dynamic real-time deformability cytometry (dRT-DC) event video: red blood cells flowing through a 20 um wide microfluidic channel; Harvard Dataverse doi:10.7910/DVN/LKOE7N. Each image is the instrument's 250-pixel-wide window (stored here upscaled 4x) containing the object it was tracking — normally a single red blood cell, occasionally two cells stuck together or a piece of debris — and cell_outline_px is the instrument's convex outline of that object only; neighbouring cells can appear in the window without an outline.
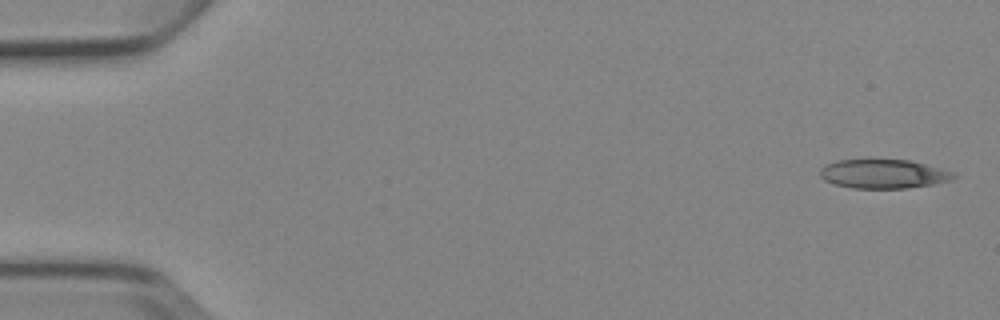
{"species": "Egyptian fruit bat (a non-hibernating species)", "species_latin": "Rousettus aegyptiacus", "temperature_condition": "cold", "stored_images_in_passage": 4, "camera_frame_rate_fps": 3000, "um_per_image_px": 0.085, "animal": {"sex": "female"}, "frame": {"image": 1, "passage_image": 1, "time_ms": 0.0, "image_size_px": [1000, 320], "cell_outline_px": [[960, 176], [952, 180], [932, 184], [908, 188], [852, 188], [836, 184], [824, 180], [820, 176], [820, 168], [824, 164], [836, 160], [908, 160], [956, 172]], "centroid_in_image_um": [75.11, 14.78], "position_along_channel_um": 9.9, "area_um2": 22.66}}
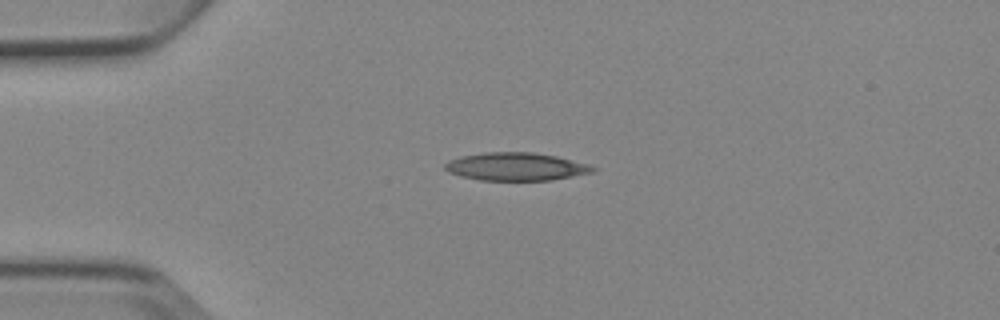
{"frame": {"image": 2, "passage_image": 4, "time_ms": 3.667, "image_size_px": [1000, 320], "cell_outline_px": [[596, 168], [592, 172], [552, 180], [480, 180], [448, 172], [444, 168], [444, 164], [448, 160], [460, 156], [484, 152], [532, 152], [556, 156], [588, 164]], "centroid_in_image_um": [43.82, 14.15], "position_along_channel_um": 41.2, "area_um2": 23.93}}